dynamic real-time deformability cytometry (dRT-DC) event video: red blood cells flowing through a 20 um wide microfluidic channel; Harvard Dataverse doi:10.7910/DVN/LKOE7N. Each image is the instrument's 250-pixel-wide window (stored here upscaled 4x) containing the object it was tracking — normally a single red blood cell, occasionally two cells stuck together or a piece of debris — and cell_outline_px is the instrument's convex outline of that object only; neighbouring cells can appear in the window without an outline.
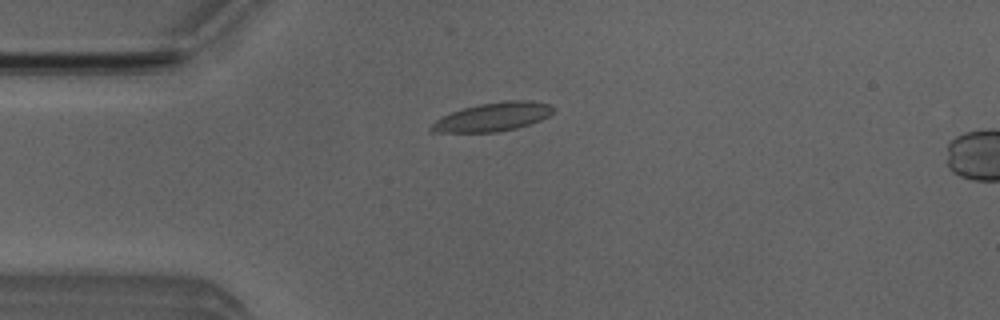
{"species": "Egyptian fruit bat (a non-hibernating species)", "species_latin": "Rousettus aegyptiacus", "temperature_condition": "room temperature", "stored_images_in_passage": 51, "camera_frame_rate_fps": 3000, "um_per_image_px": 0.085, "animal": {"sex": "male"}, "frame": {"image": 1, "passage_image": 13, "time_ms": 4.0, "image_size_px": [1000, 320], "cell_outline_px": [[556, 108], [548, 116], [540, 120], [516, 128], [496, 132], [432, 132], [428, 128], [440, 116], [464, 108], [480, 104], [508, 100], [532, 100], [552, 104]], "centroid_in_image_um": [41.91, 9.92], "position_along_channel_um": 43.1, "area_um2": 20.35}}
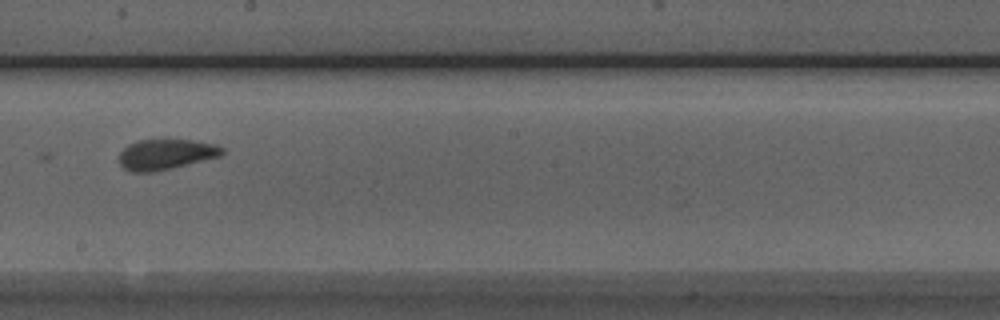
{"frame": {"image": 2, "passage_image": 29, "time_ms": 9.333, "image_size_px": [1000, 320], "cell_outline_px": [[224, 152], [220, 156], [172, 168], [152, 172], [132, 172], [124, 168], [120, 164], [120, 152], [128, 144], [136, 140], [164, 136], [192, 140], [216, 144], [224, 148]], "centroid_in_image_um": [14.09, 13.06], "position_along_channel_um": 234.1, "area_um2": 19.02}}
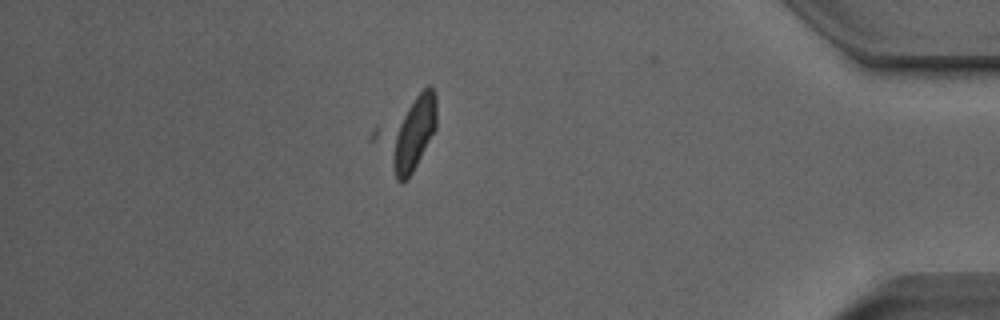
{"frame": {"image": 3, "passage_image": 45, "time_ms": 14.667, "image_size_px": [1000, 320], "cell_outline_px": [[436, 128], [408, 180], [400, 184], [396, 180], [368, 140], [368, 136], [376, 128], [428, 84], [432, 88], [436, 96]], "centroid_in_image_um": [34.54, 11.42], "position_along_channel_um": 400.7, "area_um2": 26.7}}